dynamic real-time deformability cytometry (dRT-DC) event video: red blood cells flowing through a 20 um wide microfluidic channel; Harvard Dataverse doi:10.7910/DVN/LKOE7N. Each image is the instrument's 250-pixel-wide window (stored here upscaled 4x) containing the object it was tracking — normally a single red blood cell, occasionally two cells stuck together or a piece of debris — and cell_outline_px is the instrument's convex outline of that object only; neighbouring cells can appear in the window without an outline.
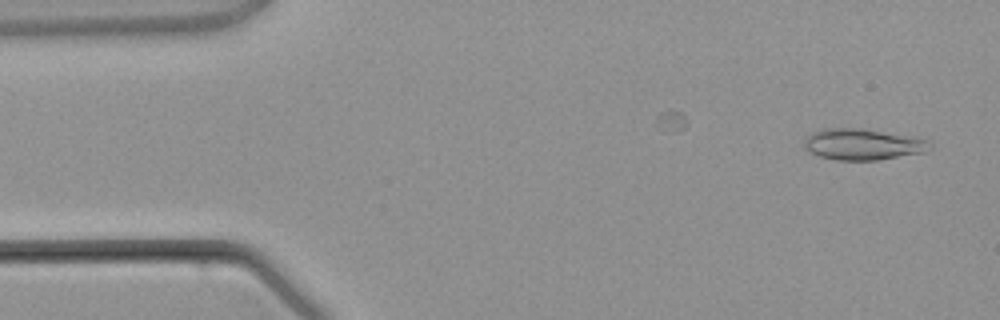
{"species": "common noctule bat (a hibernating species)", "species_latin": "Nyctalus noctula", "temperature_condition": "warm", "stored_images_in_passage": 3, "camera_frame_rate_fps": 3000, "um_per_image_px": 0.085, "animal": {"sex": "male", "body_mass_g": 21.5, "forearm_length_mm": 52.0}, "frame": {"image": 1, "passage_image": 1, "time_ms": 0.0, "image_size_px": [1000, 320], "cell_outline_px": [[932, 148], [924, 152], [876, 160], [836, 160], [820, 156], [804, 148], [804, 140], [812, 132], [824, 128], [864, 128], [916, 136], [928, 140], [932, 144]], "centroid_in_image_um": [73.38, 12.25], "position_along_channel_um": 11.6, "area_um2": 23.06}}